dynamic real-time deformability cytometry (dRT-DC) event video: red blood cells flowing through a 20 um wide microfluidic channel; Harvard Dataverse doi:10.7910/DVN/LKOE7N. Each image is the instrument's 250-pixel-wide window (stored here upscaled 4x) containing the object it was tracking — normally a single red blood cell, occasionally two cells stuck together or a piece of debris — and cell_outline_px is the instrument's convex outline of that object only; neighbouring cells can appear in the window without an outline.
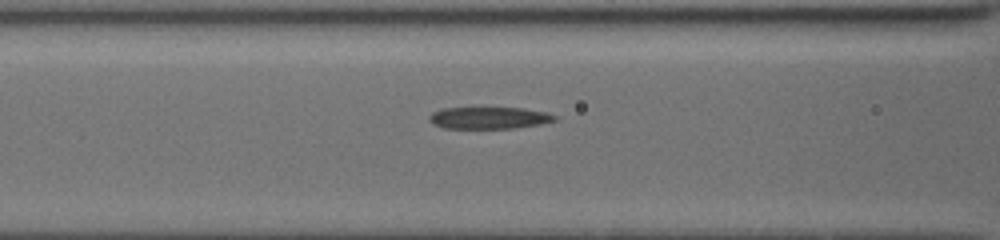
{"species": "common noctule bat (a hibernating species)", "species_latin": "Nyctalus noctula", "temperature_condition": "cold", "stored_images_in_passage": 37, "camera_frame_rate_fps": 3000, "um_per_image_px": 0.085, "animal": {"sex": "female", "body_mass_g": 19.5, "forearm_length_mm": 54.1}, "frame": {"image": 1, "passage_image": 13, "time_ms": 4.0, "image_size_px": [1000, 240], "cell_outline_px": [[556, 120], [540, 124], [512, 128], [444, 128], [432, 124], [428, 120], [428, 116], [432, 112], [440, 108], [480, 104], [524, 108], [548, 112], [556, 116]], "centroid_in_image_um": [41.49, 9.95], "position_along_channel_um": 125.1, "area_um2": 17.28}}
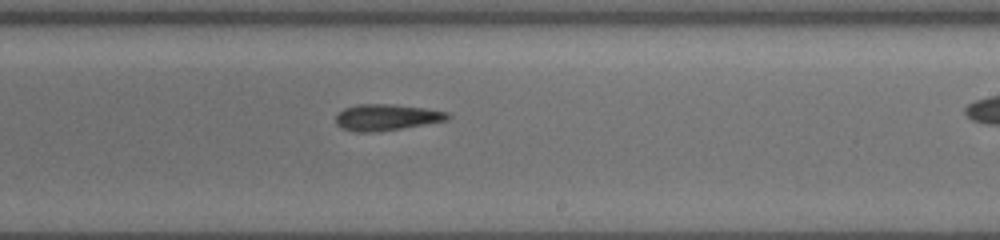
{"frame": {"image": 2, "passage_image": 23, "time_ms": 7.333, "image_size_px": [1000, 240], "cell_outline_px": [[452, 116], [448, 120], [400, 128], [372, 132], [352, 132], [340, 128], [336, 124], [336, 112], [344, 108], [356, 104], [392, 104], [424, 108], [448, 112]], "centroid_in_image_um": [32.8, 9.97], "position_along_channel_um": 256.2, "area_um2": 17.22}}
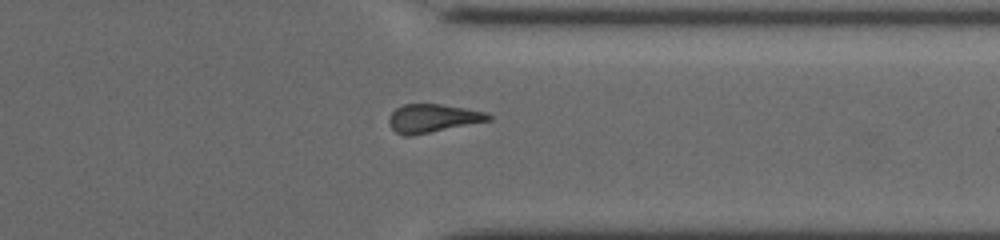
{"frame": {"image": 3, "passage_image": 34, "time_ms": 10.333, "image_size_px": [1000, 240], "cell_outline_px": [[492, 120], [408, 136], [404, 136], [396, 132], [392, 128], [388, 120], [392, 112], [396, 108], [404, 104], [440, 104], [488, 112], [492, 116]], "centroid_in_image_um": [36.8, 10.04], "position_along_channel_um": 374.6, "area_um2": 16.24}}